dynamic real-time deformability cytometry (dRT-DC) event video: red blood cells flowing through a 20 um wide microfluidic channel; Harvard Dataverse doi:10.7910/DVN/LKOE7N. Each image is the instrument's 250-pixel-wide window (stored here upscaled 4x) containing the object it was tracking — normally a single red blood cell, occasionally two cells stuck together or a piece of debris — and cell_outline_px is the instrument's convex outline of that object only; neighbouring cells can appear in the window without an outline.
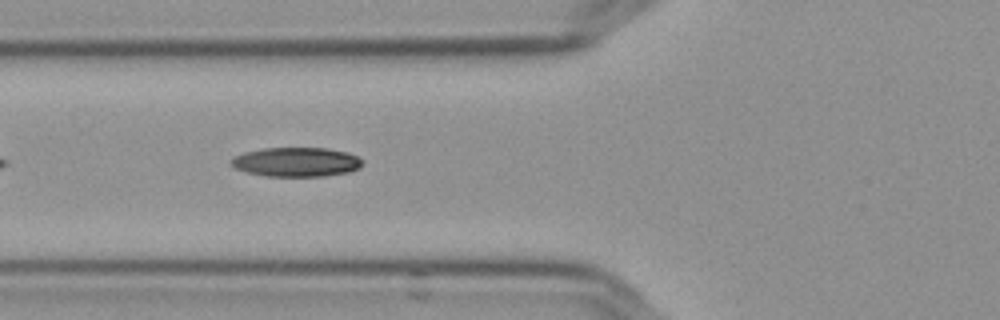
{"species": "Egyptian fruit bat (a non-hibernating species)", "species_latin": "Rousettus aegyptiacus", "temperature_condition": "cold", "stored_images_in_passage": 9, "camera_frame_rate_fps": 3000, "um_per_image_px": 0.085, "frame": {"image": 1, "passage_image": 3, "time_ms": 0.667, "image_size_px": [1000, 320], "cell_outline_px": [[364, 164], [360, 168], [348, 172], [324, 176], [264, 176], [248, 172], [236, 168], [232, 164], [232, 160], [236, 156], [244, 152], [264, 148], [328, 148], [348, 152], [364, 160]], "centroid_in_image_um": [25.26, 13.77], "position_along_channel_um": 100.5, "area_um2": 22.37}}
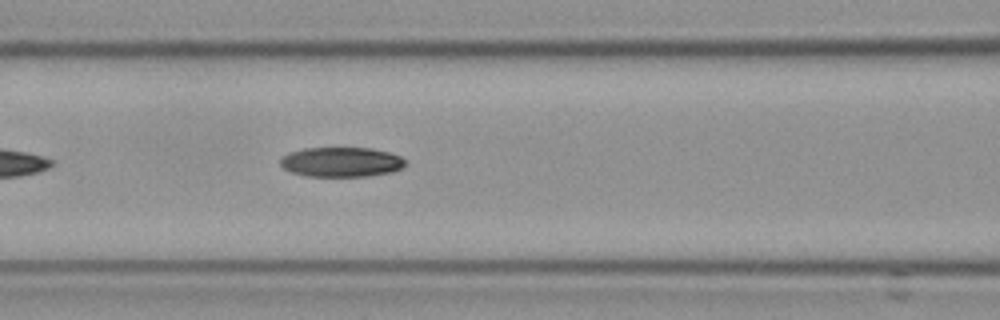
{"frame": {"image": 2, "passage_image": 6, "time_ms": 1.667, "image_size_px": [1000, 320], "cell_outline_px": [[408, 160], [400, 168], [392, 172], [368, 176], [304, 176], [292, 172], [284, 168], [280, 164], [280, 156], [288, 152], [304, 148], [372, 148], [388, 152], [400, 156]], "centroid_in_image_um": [28.98, 13.76], "position_along_channel_um": 137.6, "area_um2": 21.79}}